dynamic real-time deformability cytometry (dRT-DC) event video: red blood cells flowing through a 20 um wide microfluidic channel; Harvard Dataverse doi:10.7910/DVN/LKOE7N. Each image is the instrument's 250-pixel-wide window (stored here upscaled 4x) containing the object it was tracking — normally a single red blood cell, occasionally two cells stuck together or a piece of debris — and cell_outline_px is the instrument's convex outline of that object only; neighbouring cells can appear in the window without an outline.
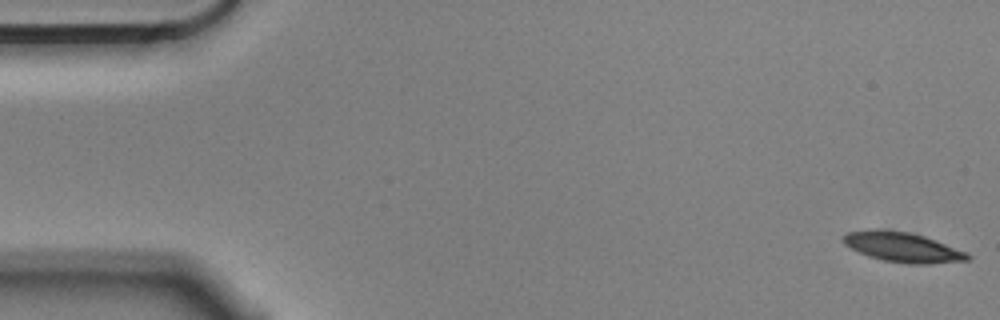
{"species": "Egyptian fruit bat (a non-hibernating species)", "species_latin": "Rousettus aegyptiacus", "temperature_condition": "cold", "stored_images_in_passage": 6, "camera_frame_rate_fps": 3000, "um_per_image_px": 0.085, "animal": {"sex": "male"}, "frame": {"image": 1, "passage_image": 1, "time_ms": 0.0, "image_size_px": [1000, 320], "cell_outline_px": [[972, 256], [968, 260], [928, 264], [904, 264], [884, 260], [868, 256], [844, 244], [840, 240], [848, 232], [876, 228], [908, 232], [924, 236], [968, 252]], "centroid_in_image_um": [76.73, 21.01], "position_along_channel_um": 8.3, "area_um2": 21.68}}